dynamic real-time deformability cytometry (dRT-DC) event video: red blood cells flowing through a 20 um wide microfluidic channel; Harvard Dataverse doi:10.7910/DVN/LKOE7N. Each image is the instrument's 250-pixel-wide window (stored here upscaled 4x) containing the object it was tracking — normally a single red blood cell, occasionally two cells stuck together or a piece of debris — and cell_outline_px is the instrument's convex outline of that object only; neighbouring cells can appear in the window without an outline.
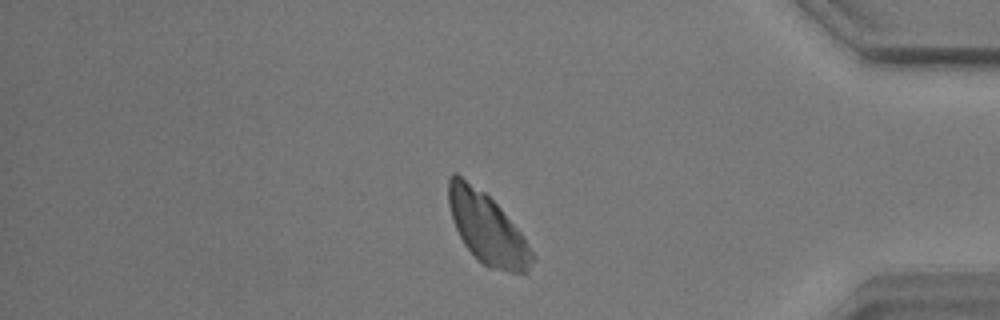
{"species": "common noctule bat (a hibernating species)", "species_latin": "Nyctalus noctula", "temperature_condition": "warm", "stored_images_in_passage": 55, "camera_frame_rate_fps": 3000, "um_per_image_px": 0.085, "animal": {"sex": "male", "body_mass_g": 17.9}, "frame": {"image": 1, "passage_image": 45, "time_ms": 14.667, "image_size_px": [1000, 320], "cell_outline_px": [[536, 260], [524, 272], [508, 272], [488, 268], [464, 244], [452, 220], [448, 204], [448, 180], [452, 172], [456, 172], [484, 192], [500, 208], [524, 236], [536, 256]], "centroid_in_image_um": [41.41, 19.4], "position_along_channel_um": 393.8, "area_um2": 34.33}}